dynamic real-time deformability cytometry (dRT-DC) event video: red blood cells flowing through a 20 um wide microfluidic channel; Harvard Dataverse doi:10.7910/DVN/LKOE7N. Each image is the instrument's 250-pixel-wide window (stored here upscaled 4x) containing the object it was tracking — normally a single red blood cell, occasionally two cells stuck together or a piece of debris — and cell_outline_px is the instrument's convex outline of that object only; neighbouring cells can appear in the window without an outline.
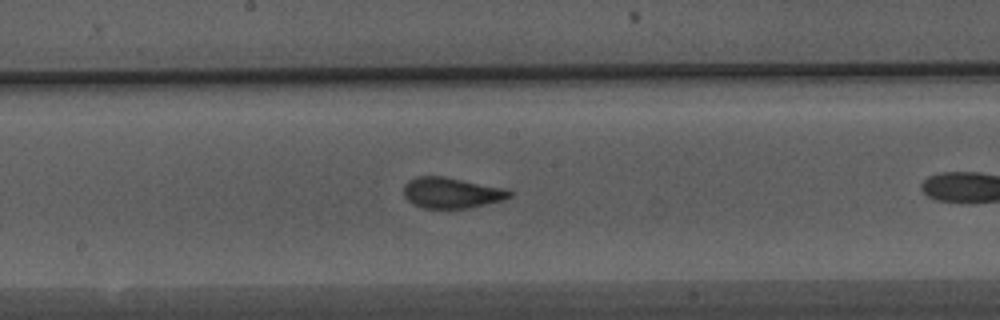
{"species": "Egyptian fruit bat (a non-hibernating species)", "species_latin": "Rousettus aegyptiacus", "temperature_condition": "warm", "stored_images_in_passage": 17, "camera_frame_rate_fps": 3000, "um_per_image_px": 0.085, "animal": {"sex": "male"}, "frame": {"image": 1, "passage_image": 15, "time_ms": 4.667, "image_size_px": [1000, 320], "cell_outline_px": [[512, 196], [504, 200], [468, 208], [424, 208], [412, 204], [404, 196], [404, 184], [408, 180], [416, 176], [444, 176], [504, 188], [512, 192]], "centroid_in_image_um": [38.36, 16.38], "position_along_channel_um": 209.8, "area_um2": 19.02}}